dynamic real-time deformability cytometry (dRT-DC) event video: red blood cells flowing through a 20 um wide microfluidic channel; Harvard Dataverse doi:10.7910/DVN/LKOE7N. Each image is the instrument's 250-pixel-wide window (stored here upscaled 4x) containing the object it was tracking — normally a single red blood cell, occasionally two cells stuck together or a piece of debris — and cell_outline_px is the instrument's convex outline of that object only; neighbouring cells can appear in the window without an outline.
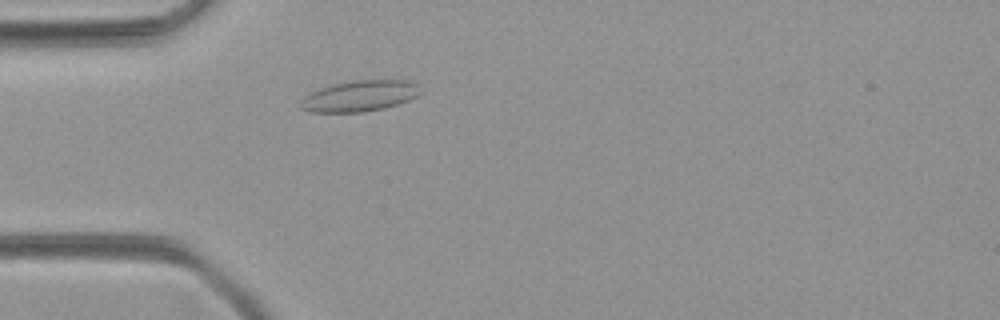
{"species": "common noctule bat (a hibernating species)", "species_latin": "Nyctalus noctula", "temperature_condition": "room temperature", "stored_images_in_passage": 3, "camera_frame_rate_fps": 3000, "um_per_image_px": 0.085, "animal": {"sex": "female", "body_mass_g": 21.9}, "frame": {"image": 1, "passage_image": 3, "time_ms": 0.667, "image_size_px": [1000, 320], "cell_outline_px": [[424, 92], [420, 96], [384, 108], [364, 112], [308, 112], [300, 108], [300, 100], [304, 96], [320, 88], [348, 80], [408, 80], [416, 84]], "centroid_in_image_um": [30.59, 8.15], "position_along_channel_um": 54.4, "area_um2": 21.85}}